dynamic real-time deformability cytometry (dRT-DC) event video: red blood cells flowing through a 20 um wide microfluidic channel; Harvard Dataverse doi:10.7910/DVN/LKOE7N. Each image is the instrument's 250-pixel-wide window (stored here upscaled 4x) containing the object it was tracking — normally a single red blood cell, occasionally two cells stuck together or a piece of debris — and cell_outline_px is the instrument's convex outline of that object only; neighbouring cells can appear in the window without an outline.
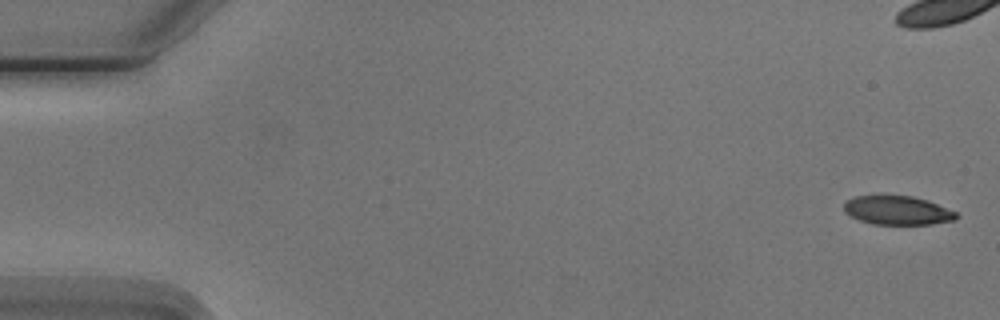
{"species": "Egyptian fruit bat (a non-hibernating species)", "species_latin": "Rousettus aegyptiacus", "temperature_condition": "cold", "stored_images_in_passage": 7, "camera_frame_rate_fps": 3000, "um_per_image_px": 0.085, "animal": {"sex": "male"}, "frame": {"image": 1, "passage_image": 1, "time_ms": 0.0, "image_size_px": [1000, 320], "cell_outline_px": [[960, 216], [956, 220], [932, 224], [872, 224], [860, 220], [844, 212], [844, 204], [848, 200], [856, 196], [912, 196], [928, 200], [956, 212]], "centroid_in_image_um": [76.32, 17.89], "position_along_channel_um": 8.7, "area_um2": 18.79}}
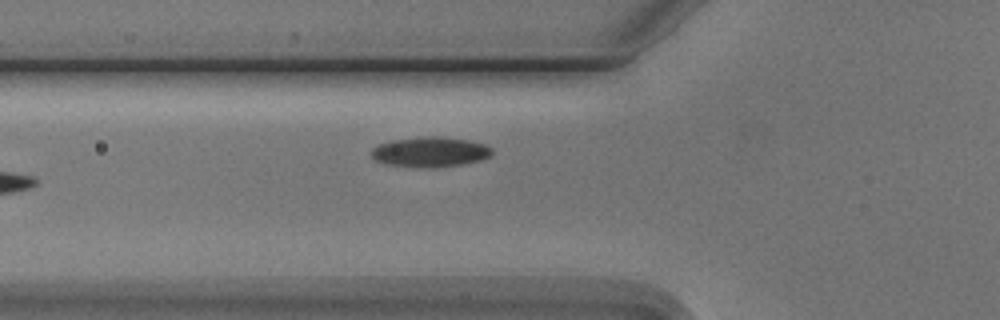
{"frame": {"image": 2, "passage_image": 7, "time_ms": 7.0, "image_size_px": [1000, 320], "cell_outline_px": [[492, 156], [480, 160], [460, 164], [432, 168], [412, 168], [384, 164], [376, 160], [372, 156], [372, 148], [380, 144], [392, 140], [428, 136], [440, 136], [468, 140], [484, 144], [492, 148]], "centroid_in_image_um": [36.56, 12.93], "position_along_channel_um": 89.2, "area_um2": 21.27}}